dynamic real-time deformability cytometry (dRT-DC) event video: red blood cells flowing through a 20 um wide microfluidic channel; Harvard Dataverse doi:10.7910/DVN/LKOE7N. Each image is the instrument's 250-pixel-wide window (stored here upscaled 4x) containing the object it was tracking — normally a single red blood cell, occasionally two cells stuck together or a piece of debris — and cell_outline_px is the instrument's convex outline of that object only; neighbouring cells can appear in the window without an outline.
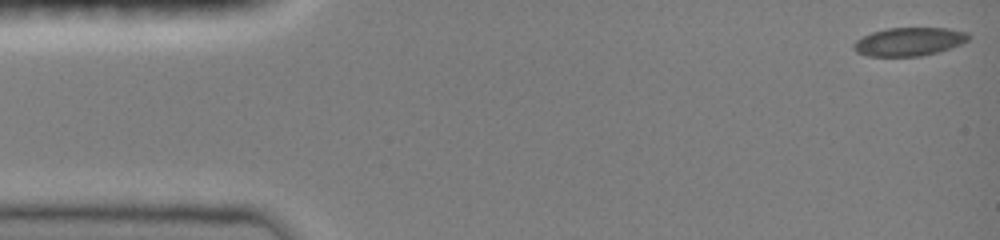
{"species": "common noctule bat (a hibernating species)", "species_latin": "Nyctalus noctula", "temperature_condition": "room temperature", "stored_images_in_passage": 49, "camera_frame_rate_fps": 3000, "um_per_image_px": 0.085, "animal": {"sex": "female", "body_mass_g": 19.0, "forearm_length_mm": 51.5}, "frame": {"image": 1, "passage_image": 1, "time_ms": 0.0, "image_size_px": [1000, 240], "cell_outline_px": [[972, 36], [968, 40], [960, 44], [936, 52], [920, 56], [868, 56], [856, 52], [852, 48], [852, 44], [856, 40], [872, 32], [888, 28], [948, 28], [968, 32]], "centroid_in_image_um": [77.26, 3.53], "position_along_channel_um": 7.7, "area_um2": 18.96}}
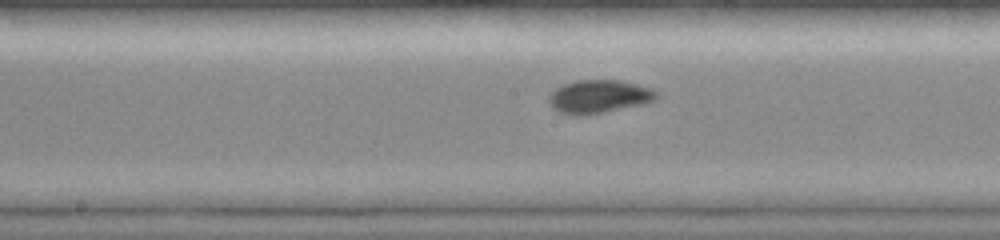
{"frame": {"image": 2, "passage_image": 27, "time_ms": 7.667, "image_size_px": [1000, 240], "cell_outline_px": [[660, 96], [656, 100], [644, 104], [584, 116], [576, 116], [560, 112], [552, 108], [548, 100], [548, 96], [556, 88], [564, 84], [576, 80], [620, 80], [652, 88], [660, 92]], "centroid_in_image_um": [50.94, 8.21], "position_along_channel_um": 197.3, "area_um2": 21.15}}
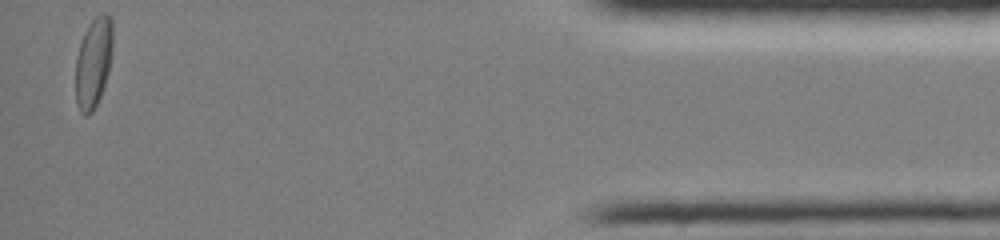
{"frame": {"image": 3, "passage_image": 49, "time_ms": 15.0, "image_size_px": [1000, 240], "cell_outline_px": [[112, 56], [108, 72], [100, 96], [92, 112], [88, 116], [84, 116], [80, 112], [76, 104], [76, 56], [84, 32], [88, 24], [100, 12], [108, 12], [112, 20]], "centroid_in_image_um": [7.94, 5.28], "position_along_channel_um": 427.3, "area_um2": 19.71}, "authors_computed_cell_mechanics": {"area_um2": 19.7676, "velocity_mm_per_s": 4.0185, "shape_relaxation_time_tau1_ms": 6.9303, "shape_relaxation_time_tau2_ms": null, "deformation_change_tau1": 0.126, "deformation_change_tau2": null}}